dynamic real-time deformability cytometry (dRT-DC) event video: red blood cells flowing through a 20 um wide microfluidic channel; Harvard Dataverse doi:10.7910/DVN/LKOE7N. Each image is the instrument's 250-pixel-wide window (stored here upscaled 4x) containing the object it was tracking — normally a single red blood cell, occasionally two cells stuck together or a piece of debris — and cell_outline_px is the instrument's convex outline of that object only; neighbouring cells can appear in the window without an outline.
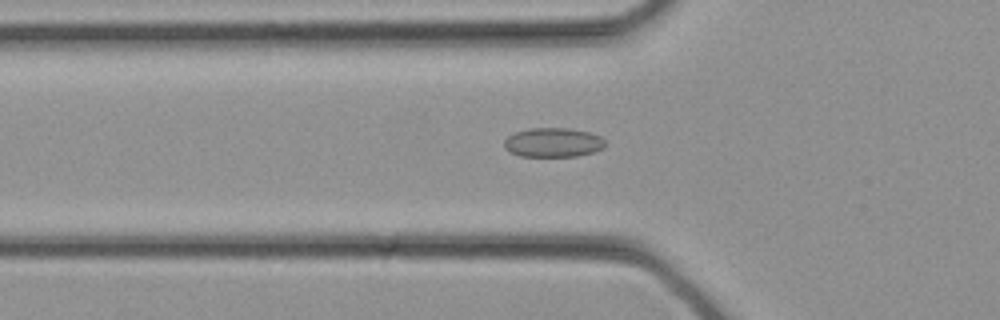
{"species": "common noctule bat (a hibernating species)", "species_latin": "Nyctalus noctula", "temperature_condition": "cold", "stored_images_in_passage": 11, "camera_frame_rate_fps": 3000, "um_per_image_px": 0.085, "animal": {"sex": "female", "body_mass_g": 21.9}, "frame": {"image": 1, "passage_image": 10, "time_ms": 3.0, "image_size_px": [1000, 320], "cell_outline_px": [[608, 144], [604, 148], [592, 152], [576, 156], [520, 156], [508, 152], [504, 148], [504, 140], [508, 136], [516, 132], [528, 128], [568, 128], [592, 132], [600, 136]], "centroid_in_image_um": [47.02, 12.1], "position_along_channel_um": 78.8, "area_um2": 17.46}}